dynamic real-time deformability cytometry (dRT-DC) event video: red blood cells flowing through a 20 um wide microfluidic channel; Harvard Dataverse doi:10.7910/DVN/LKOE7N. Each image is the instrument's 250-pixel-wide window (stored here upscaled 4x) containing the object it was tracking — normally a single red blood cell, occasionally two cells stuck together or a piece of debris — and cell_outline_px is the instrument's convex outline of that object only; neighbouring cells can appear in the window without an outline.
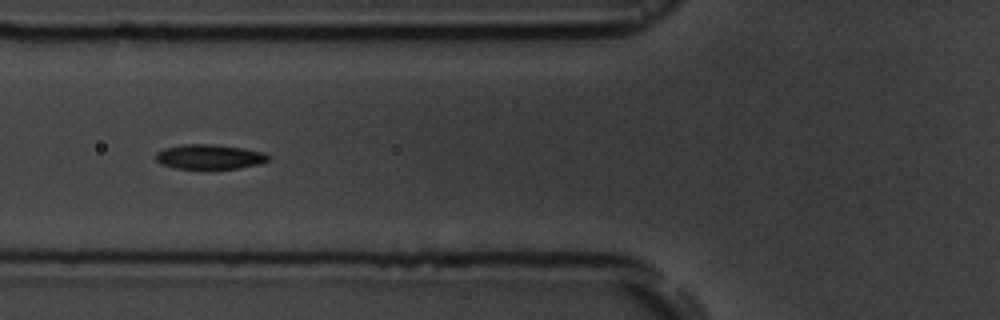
{"species": "common noctule bat (a hibernating species)", "species_latin": "Nyctalus noctula", "temperature_condition": "room temperature", "stored_images_in_passage": 6, "camera_frame_rate_fps": 3000, "um_per_image_px": 0.085, "animal": {"sex": "male", "body_mass_g": 19.5, "forearm_length_mm": 54.6}, "frame": {"image": 1, "passage_image": 6, "time_ms": 7.333, "image_size_px": [1000, 320], "cell_outline_px": [[272, 156], [268, 160], [260, 164], [240, 168], [176, 168], [160, 164], [156, 160], [156, 152], [164, 148], [184, 144], [212, 144], [240, 148], [264, 152]], "centroid_in_image_um": [17.81, 13.32], "position_along_channel_um": 108.0, "area_um2": 16.13}}